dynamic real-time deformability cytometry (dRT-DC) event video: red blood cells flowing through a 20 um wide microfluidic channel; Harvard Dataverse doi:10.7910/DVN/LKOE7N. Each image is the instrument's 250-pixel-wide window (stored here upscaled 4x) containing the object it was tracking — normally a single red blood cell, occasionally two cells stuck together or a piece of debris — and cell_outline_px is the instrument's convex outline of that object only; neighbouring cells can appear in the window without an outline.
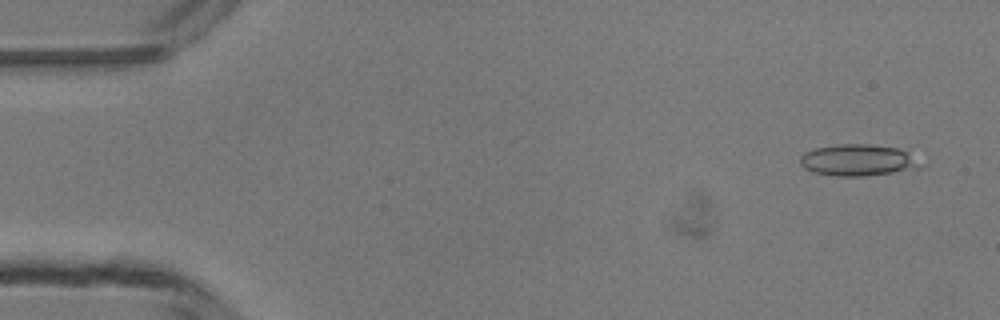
{"species": "common noctule bat (a hibernating species)", "species_latin": "Nyctalus noctula", "temperature_condition": "room temperature", "stored_images_in_passage": 2, "camera_frame_rate_fps": 3000, "um_per_image_px": 0.085, "animal": {"sex": "male", "body_mass_g": 13.3}, "frame": {"image": 1, "passage_image": 2, "time_ms": 1.0, "image_size_px": [1000, 320], "cell_outline_px": [[928, 164], [920, 168], [864, 176], [836, 176], [812, 172], [804, 168], [800, 164], [800, 156], [804, 152], [816, 148], [844, 144], [868, 144], [896, 148], [928, 156]], "centroid_in_image_um": [73.13, 13.61], "position_along_channel_um": 11.9, "area_um2": 22.95}}